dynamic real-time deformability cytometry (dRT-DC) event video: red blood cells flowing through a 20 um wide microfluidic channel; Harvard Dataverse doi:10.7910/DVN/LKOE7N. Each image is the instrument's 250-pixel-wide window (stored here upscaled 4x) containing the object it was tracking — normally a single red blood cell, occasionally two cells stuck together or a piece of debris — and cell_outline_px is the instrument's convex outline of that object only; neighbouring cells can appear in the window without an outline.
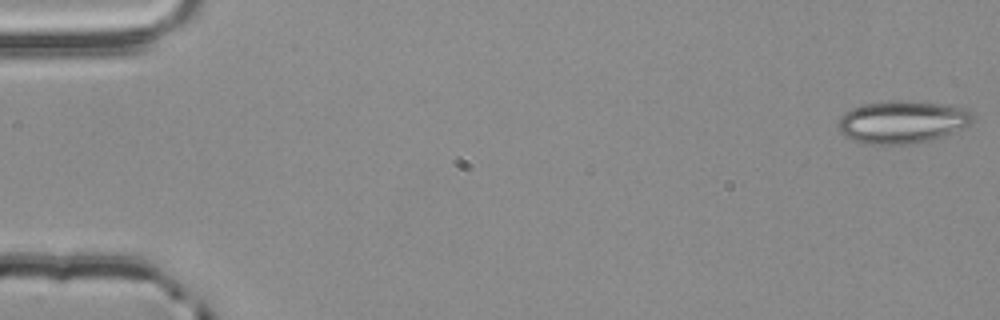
{"species": "common noctule bat (a hibernating species)", "species_latin": "Nyctalus noctula", "temperature_condition": "room temperature", "stored_images_in_passage": 4, "camera_frame_rate_fps": 3000, "um_per_image_px": 0.085, "animal": {"sex": "male", "body_mass_g": 20.4}, "frame": {"image": 1, "passage_image": 1, "time_ms": 0.0, "image_size_px": [1000, 320], "cell_outline_px": [[972, 124], [944, 136], [928, 140], [908, 144], [868, 144], [852, 140], [844, 136], [840, 132], [840, 116], [844, 112], [852, 108], [864, 104], [892, 100], [908, 100], [940, 104], [964, 108], [972, 112]], "centroid_in_image_um": [76.69, 10.36], "position_along_channel_um": 8.3, "area_um2": 33.29}}
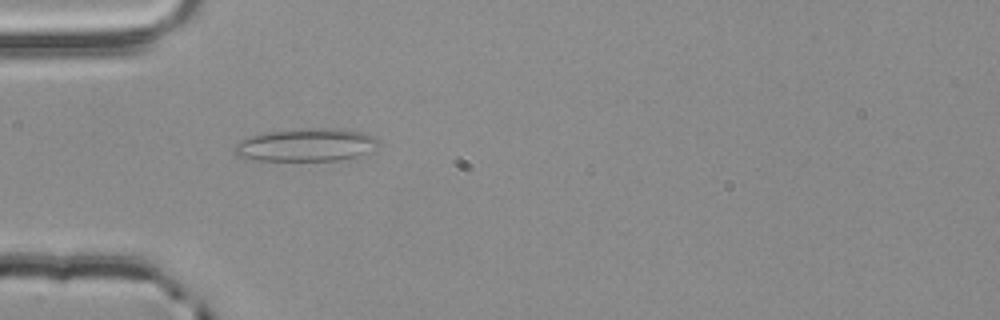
{"frame": {"image": 2, "passage_image": 4, "time_ms": 1.0, "image_size_px": [1000, 320], "cell_outline_px": [[376, 144], [368, 152], [356, 156], [340, 160], [256, 160], [236, 156], [232, 152], [236, 144], [248, 136], [264, 132], [308, 128], [340, 128], [364, 132], [372, 136], [376, 140]], "centroid_in_image_um": [25.95, 12.31], "position_along_channel_um": 59.0, "area_um2": 27.46}}